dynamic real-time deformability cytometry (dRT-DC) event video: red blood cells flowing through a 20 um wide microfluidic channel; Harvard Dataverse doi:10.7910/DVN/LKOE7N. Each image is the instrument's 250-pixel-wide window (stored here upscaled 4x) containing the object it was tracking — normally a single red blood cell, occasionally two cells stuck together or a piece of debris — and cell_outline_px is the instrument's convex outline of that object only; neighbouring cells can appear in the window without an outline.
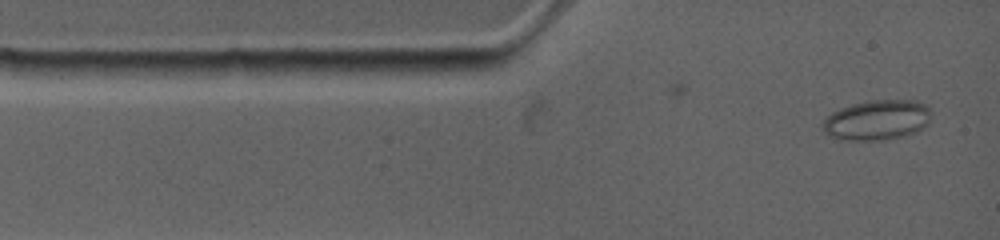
{"species": "common noctule bat (a hibernating species)", "species_latin": "Nyctalus noctula", "temperature_condition": "warm", "stored_images_in_passage": 4, "camera_frame_rate_fps": 4500, "um_per_image_px": 0.085, "animal": {"sex": "female", "body_mass_g": 19.0, "forearm_length_mm": 53.3}, "frame": {"image": 1, "passage_image": 1, "time_ms": 0.0, "image_size_px": [1000, 240], "cell_outline_px": [[924, 108], [920, 124], [916, 128], [908, 132], [892, 136], [836, 136], [824, 124], [836, 112], [860, 104], [916, 104]], "centroid_in_image_um": [74.44, 10.2], "position_along_channel_um": 10.6, "area_um2": 19.13}}